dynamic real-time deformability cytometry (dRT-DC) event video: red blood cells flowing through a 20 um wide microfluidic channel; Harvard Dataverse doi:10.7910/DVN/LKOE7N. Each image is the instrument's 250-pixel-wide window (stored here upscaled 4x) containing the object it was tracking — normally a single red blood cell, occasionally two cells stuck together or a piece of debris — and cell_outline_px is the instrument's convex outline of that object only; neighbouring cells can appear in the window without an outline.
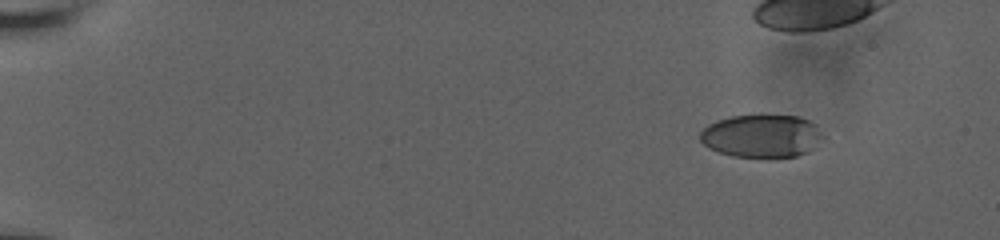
{"species": "human", "species_latin": "Homo sapiens", "temperature_condition": "room temperature", "stored_images_in_passage": 13, "camera_frame_rate_fps": 3000, "um_per_image_px": 0.085, "donor": {"sex": "male"}, "frame": {"image": 1, "passage_image": 1, "time_ms": 0.0, "image_size_px": [1000, 240], "cell_outline_px": [[824, 136], [808, 152], [796, 156], [732, 156], [708, 148], [700, 140], [700, 132], [708, 124], [732, 116], [760, 112], [796, 116], [808, 120], [816, 124]], "centroid_in_image_um": [64.74, 11.5], "position_along_channel_um": 20.3, "area_um2": 31.1}}
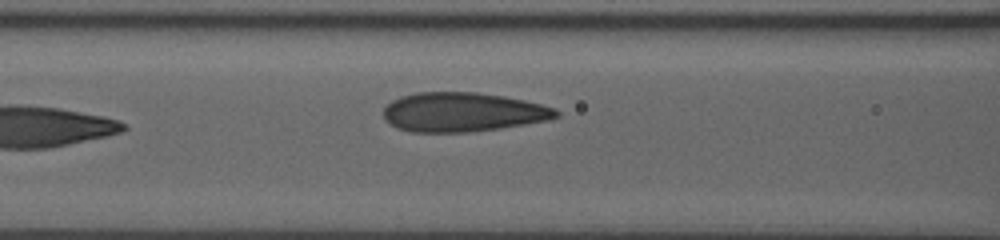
{"frame": {"image": 2, "passage_image": 13, "time_ms": 7.667, "image_size_px": [1000, 240], "cell_outline_px": [[560, 116], [548, 120], [500, 128], [468, 132], [412, 132], [396, 128], [388, 124], [384, 120], [384, 108], [392, 100], [400, 96], [416, 92], [476, 92], [504, 96], [524, 100], [556, 108], [560, 112]], "centroid_in_image_um": [39.31, 9.53], "position_along_channel_um": 127.3, "area_um2": 39.71}}